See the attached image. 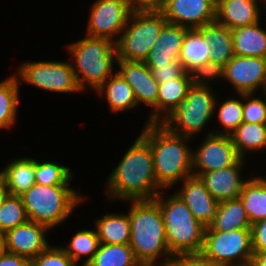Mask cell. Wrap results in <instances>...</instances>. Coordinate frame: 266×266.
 Wrapping results in <instances>:
<instances>
[{
	"label": "cell",
	"mask_w": 266,
	"mask_h": 266,
	"mask_svg": "<svg viewBox=\"0 0 266 266\" xmlns=\"http://www.w3.org/2000/svg\"><path fill=\"white\" fill-rule=\"evenodd\" d=\"M218 122L224 127V131L213 132L214 134H232L243 122V101L240 99H226L218 108Z\"/></svg>",
	"instance_id": "d590c367"
},
{
	"label": "cell",
	"mask_w": 266,
	"mask_h": 266,
	"mask_svg": "<svg viewBox=\"0 0 266 266\" xmlns=\"http://www.w3.org/2000/svg\"><path fill=\"white\" fill-rule=\"evenodd\" d=\"M133 11L161 10L164 0H128Z\"/></svg>",
	"instance_id": "7bdbcfd3"
},
{
	"label": "cell",
	"mask_w": 266,
	"mask_h": 266,
	"mask_svg": "<svg viewBox=\"0 0 266 266\" xmlns=\"http://www.w3.org/2000/svg\"><path fill=\"white\" fill-rule=\"evenodd\" d=\"M161 195L162 190L153 200L160 207L171 254L202 252L206 227L195 219L176 193L165 200Z\"/></svg>",
	"instance_id": "5b68a950"
},
{
	"label": "cell",
	"mask_w": 266,
	"mask_h": 266,
	"mask_svg": "<svg viewBox=\"0 0 266 266\" xmlns=\"http://www.w3.org/2000/svg\"><path fill=\"white\" fill-rule=\"evenodd\" d=\"M74 175L69 167L35 160V183L46 186L69 185Z\"/></svg>",
	"instance_id": "e575fe53"
},
{
	"label": "cell",
	"mask_w": 266,
	"mask_h": 266,
	"mask_svg": "<svg viewBox=\"0 0 266 266\" xmlns=\"http://www.w3.org/2000/svg\"><path fill=\"white\" fill-rule=\"evenodd\" d=\"M163 266H216L203 252L179 253Z\"/></svg>",
	"instance_id": "f35d334b"
},
{
	"label": "cell",
	"mask_w": 266,
	"mask_h": 266,
	"mask_svg": "<svg viewBox=\"0 0 266 266\" xmlns=\"http://www.w3.org/2000/svg\"><path fill=\"white\" fill-rule=\"evenodd\" d=\"M250 266H266V252H253Z\"/></svg>",
	"instance_id": "ee69618b"
},
{
	"label": "cell",
	"mask_w": 266,
	"mask_h": 266,
	"mask_svg": "<svg viewBox=\"0 0 266 266\" xmlns=\"http://www.w3.org/2000/svg\"><path fill=\"white\" fill-rule=\"evenodd\" d=\"M0 266H30V261L4 249L0 254Z\"/></svg>",
	"instance_id": "b9f144b4"
},
{
	"label": "cell",
	"mask_w": 266,
	"mask_h": 266,
	"mask_svg": "<svg viewBox=\"0 0 266 266\" xmlns=\"http://www.w3.org/2000/svg\"><path fill=\"white\" fill-rule=\"evenodd\" d=\"M264 5L262 6V9H265L266 10V0H262Z\"/></svg>",
	"instance_id": "7dc6e473"
},
{
	"label": "cell",
	"mask_w": 266,
	"mask_h": 266,
	"mask_svg": "<svg viewBox=\"0 0 266 266\" xmlns=\"http://www.w3.org/2000/svg\"><path fill=\"white\" fill-rule=\"evenodd\" d=\"M197 78L184 73L181 77L159 84L157 95V123H161L169 114L179 107Z\"/></svg>",
	"instance_id": "603a6c76"
},
{
	"label": "cell",
	"mask_w": 266,
	"mask_h": 266,
	"mask_svg": "<svg viewBox=\"0 0 266 266\" xmlns=\"http://www.w3.org/2000/svg\"><path fill=\"white\" fill-rule=\"evenodd\" d=\"M140 135L150 144L156 181L162 189L193 175L190 138L171 132L162 123L145 124Z\"/></svg>",
	"instance_id": "7a4b0ae2"
},
{
	"label": "cell",
	"mask_w": 266,
	"mask_h": 266,
	"mask_svg": "<svg viewBox=\"0 0 266 266\" xmlns=\"http://www.w3.org/2000/svg\"><path fill=\"white\" fill-rule=\"evenodd\" d=\"M166 23L160 10L133 11L116 39L117 59L144 62Z\"/></svg>",
	"instance_id": "ba28073f"
},
{
	"label": "cell",
	"mask_w": 266,
	"mask_h": 266,
	"mask_svg": "<svg viewBox=\"0 0 266 266\" xmlns=\"http://www.w3.org/2000/svg\"><path fill=\"white\" fill-rule=\"evenodd\" d=\"M96 233L102 244H129L131 239L130 220L127 213H106L94 220Z\"/></svg>",
	"instance_id": "83f0119b"
},
{
	"label": "cell",
	"mask_w": 266,
	"mask_h": 266,
	"mask_svg": "<svg viewBox=\"0 0 266 266\" xmlns=\"http://www.w3.org/2000/svg\"><path fill=\"white\" fill-rule=\"evenodd\" d=\"M202 252L216 266H248L254 254L252 230L205 231Z\"/></svg>",
	"instance_id": "9c48e42d"
},
{
	"label": "cell",
	"mask_w": 266,
	"mask_h": 266,
	"mask_svg": "<svg viewBox=\"0 0 266 266\" xmlns=\"http://www.w3.org/2000/svg\"><path fill=\"white\" fill-rule=\"evenodd\" d=\"M87 36L107 38L116 43L133 10L128 0H97L90 7Z\"/></svg>",
	"instance_id": "8fae6325"
},
{
	"label": "cell",
	"mask_w": 266,
	"mask_h": 266,
	"mask_svg": "<svg viewBox=\"0 0 266 266\" xmlns=\"http://www.w3.org/2000/svg\"><path fill=\"white\" fill-rule=\"evenodd\" d=\"M49 230L43 224L28 220L3 234L4 249L30 261L49 246L45 238Z\"/></svg>",
	"instance_id": "2e32d148"
},
{
	"label": "cell",
	"mask_w": 266,
	"mask_h": 266,
	"mask_svg": "<svg viewBox=\"0 0 266 266\" xmlns=\"http://www.w3.org/2000/svg\"><path fill=\"white\" fill-rule=\"evenodd\" d=\"M153 74L154 79L160 84L171 79L181 77L185 71L179 61H174L169 65H147Z\"/></svg>",
	"instance_id": "ab89813d"
},
{
	"label": "cell",
	"mask_w": 266,
	"mask_h": 266,
	"mask_svg": "<svg viewBox=\"0 0 266 266\" xmlns=\"http://www.w3.org/2000/svg\"><path fill=\"white\" fill-rule=\"evenodd\" d=\"M19 85L15 75L0 82V129H9L15 124L20 102Z\"/></svg>",
	"instance_id": "1f68e13d"
},
{
	"label": "cell",
	"mask_w": 266,
	"mask_h": 266,
	"mask_svg": "<svg viewBox=\"0 0 266 266\" xmlns=\"http://www.w3.org/2000/svg\"><path fill=\"white\" fill-rule=\"evenodd\" d=\"M30 266H79L69 255L66 254L62 246L49 245L37 257L30 260Z\"/></svg>",
	"instance_id": "8d00e7d4"
},
{
	"label": "cell",
	"mask_w": 266,
	"mask_h": 266,
	"mask_svg": "<svg viewBox=\"0 0 266 266\" xmlns=\"http://www.w3.org/2000/svg\"><path fill=\"white\" fill-rule=\"evenodd\" d=\"M230 137L239 156L245 159L246 151L266 149V124L242 122Z\"/></svg>",
	"instance_id": "f546056e"
},
{
	"label": "cell",
	"mask_w": 266,
	"mask_h": 266,
	"mask_svg": "<svg viewBox=\"0 0 266 266\" xmlns=\"http://www.w3.org/2000/svg\"><path fill=\"white\" fill-rule=\"evenodd\" d=\"M210 79H197L186 99L161 123L171 132L187 138L198 134L214 116L219 102L210 87Z\"/></svg>",
	"instance_id": "52a82bcc"
},
{
	"label": "cell",
	"mask_w": 266,
	"mask_h": 266,
	"mask_svg": "<svg viewBox=\"0 0 266 266\" xmlns=\"http://www.w3.org/2000/svg\"><path fill=\"white\" fill-rule=\"evenodd\" d=\"M251 225L266 219V178H248L239 196Z\"/></svg>",
	"instance_id": "f1b7e54d"
},
{
	"label": "cell",
	"mask_w": 266,
	"mask_h": 266,
	"mask_svg": "<svg viewBox=\"0 0 266 266\" xmlns=\"http://www.w3.org/2000/svg\"><path fill=\"white\" fill-rule=\"evenodd\" d=\"M99 246L100 240L96 230L83 229L76 232L68 245L66 247L62 246V248L77 265L81 257L85 256L86 259L81 266H86L93 259Z\"/></svg>",
	"instance_id": "d6a6232c"
},
{
	"label": "cell",
	"mask_w": 266,
	"mask_h": 266,
	"mask_svg": "<svg viewBox=\"0 0 266 266\" xmlns=\"http://www.w3.org/2000/svg\"><path fill=\"white\" fill-rule=\"evenodd\" d=\"M258 0H217L216 21L233 30L260 22Z\"/></svg>",
	"instance_id": "7402d4cb"
},
{
	"label": "cell",
	"mask_w": 266,
	"mask_h": 266,
	"mask_svg": "<svg viewBox=\"0 0 266 266\" xmlns=\"http://www.w3.org/2000/svg\"><path fill=\"white\" fill-rule=\"evenodd\" d=\"M203 38L210 42L212 53L209 56V79L210 81L217 73L233 58L232 30L217 21L197 28Z\"/></svg>",
	"instance_id": "ffe728a7"
},
{
	"label": "cell",
	"mask_w": 266,
	"mask_h": 266,
	"mask_svg": "<svg viewBox=\"0 0 266 266\" xmlns=\"http://www.w3.org/2000/svg\"><path fill=\"white\" fill-rule=\"evenodd\" d=\"M253 252H266V219L252 224Z\"/></svg>",
	"instance_id": "60d3db41"
},
{
	"label": "cell",
	"mask_w": 266,
	"mask_h": 266,
	"mask_svg": "<svg viewBox=\"0 0 266 266\" xmlns=\"http://www.w3.org/2000/svg\"><path fill=\"white\" fill-rule=\"evenodd\" d=\"M217 0H164L160 10L168 23L194 29L216 21Z\"/></svg>",
	"instance_id": "9a60e30c"
},
{
	"label": "cell",
	"mask_w": 266,
	"mask_h": 266,
	"mask_svg": "<svg viewBox=\"0 0 266 266\" xmlns=\"http://www.w3.org/2000/svg\"><path fill=\"white\" fill-rule=\"evenodd\" d=\"M260 22L249 26H240L232 30L235 56L259 57L266 59V30Z\"/></svg>",
	"instance_id": "cb8c5ba5"
},
{
	"label": "cell",
	"mask_w": 266,
	"mask_h": 266,
	"mask_svg": "<svg viewBox=\"0 0 266 266\" xmlns=\"http://www.w3.org/2000/svg\"><path fill=\"white\" fill-rule=\"evenodd\" d=\"M8 195L9 192L6 186L5 178L2 172H0V207L3 204L4 200L8 197Z\"/></svg>",
	"instance_id": "f6af8a7d"
},
{
	"label": "cell",
	"mask_w": 266,
	"mask_h": 266,
	"mask_svg": "<svg viewBox=\"0 0 266 266\" xmlns=\"http://www.w3.org/2000/svg\"><path fill=\"white\" fill-rule=\"evenodd\" d=\"M210 42L197 29H187L179 54L184 71L197 79H209Z\"/></svg>",
	"instance_id": "ac0fdd59"
},
{
	"label": "cell",
	"mask_w": 266,
	"mask_h": 266,
	"mask_svg": "<svg viewBox=\"0 0 266 266\" xmlns=\"http://www.w3.org/2000/svg\"><path fill=\"white\" fill-rule=\"evenodd\" d=\"M216 79L229 81L240 94L254 93L266 88V59L259 57L233 56L217 73Z\"/></svg>",
	"instance_id": "4fadbf2b"
},
{
	"label": "cell",
	"mask_w": 266,
	"mask_h": 266,
	"mask_svg": "<svg viewBox=\"0 0 266 266\" xmlns=\"http://www.w3.org/2000/svg\"><path fill=\"white\" fill-rule=\"evenodd\" d=\"M108 183V184H107ZM107 184V185H106ZM108 200H153L163 190L156 181L150 144L139 135L106 182Z\"/></svg>",
	"instance_id": "6da1fadb"
},
{
	"label": "cell",
	"mask_w": 266,
	"mask_h": 266,
	"mask_svg": "<svg viewBox=\"0 0 266 266\" xmlns=\"http://www.w3.org/2000/svg\"><path fill=\"white\" fill-rule=\"evenodd\" d=\"M96 93L101 96L105 93L112 112L117 113L138 106L132 87L117 70L96 90Z\"/></svg>",
	"instance_id": "484cf974"
},
{
	"label": "cell",
	"mask_w": 266,
	"mask_h": 266,
	"mask_svg": "<svg viewBox=\"0 0 266 266\" xmlns=\"http://www.w3.org/2000/svg\"><path fill=\"white\" fill-rule=\"evenodd\" d=\"M117 71L132 87L137 104L144 103L152 108L146 124L157 123V95L159 83L154 79L151 69L143 61L117 59Z\"/></svg>",
	"instance_id": "5bb4252c"
},
{
	"label": "cell",
	"mask_w": 266,
	"mask_h": 266,
	"mask_svg": "<svg viewBox=\"0 0 266 266\" xmlns=\"http://www.w3.org/2000/svg\"><path fill=\"white\" fill-rule=\"evenodd\" d=\"M86 266H141L129 244H102Z\"/></svg>",
	"instance_id": "4dcf8cb0"
},
{
	"label": "cell",
	"mask_w": 266,
	"mask_h": 266,
	"mask_svg": "<svg viewBox=\"0 0 266 266\" xmlns=\"http://www.w3.org/2000/svg\"><path fill=\"white\" fill-rule=\"evenodd\" d=\"M1 172L9 195L21 196L35 184V159L16 158Z\"/></svg>",
	"instance_id": "4316f807"
},
{
	"label": "cell",
	"mask_w": 266,
	"mask_h": 266,
	"mask_svg": "<svg viewBox=\"0 0 266 266\" xmlns=\"http://www.w3.org/2000/svg\"><path fill=\"white\" fill-rule=\"evenodd\" d=\"M240 96L246 101L243 102V122L266 124V100L254 97V93L240 94Z\"/></svg>",
	"instance_id": "74e56055"
},
{
	"label": "cell",
	"mask_w": 266,
	"mask_h": 266,
	"mask_svg": "<svg viewBox=\"0 0 266 266\" xmlns=\"http://www.w3.org/2000/svg\"><path fill=\"white\" fill-rule=\"evenodd\" d=\"M4 250V242H3V235L0 234V254Z\"/></svg>",
	"instance_id": "bcb514c9"
},
{
	"label": "cell",
	"mask_w": 266,
	"mask_h": 266,
	"mask_svg": "<svg viewBox=\"0 0 266 266\" xmlns=\"http://www.w3.org/2000/svg\"><path fill=\"white\" fill-rule=\"evenodd\" d=\"M67 49L74 58L71 65L82 92L87 90V85L96 91L114 74L117 48L110 39L86 36Z\"/></svg>",
	"instance_id": "277c9868"
},
{
	"label": "cell",
	"mask_w": 266,
	"mask_h": 266,
	"mask_svg": "<svg viewBox=\"0 0 266 266\" xmlns=\"http://www.w3.org/2000/svg\"><path fill=\"white\" fill-rule=\"evenodd\" d=\"M18 81H23L45 91L58 93L82 92L72 65L63 61L25 62L16 71Z\"/></svg>",
	"instance_id": "30bf717a"
},
{
	"label": "cell",
	"mask_w": 266,
	"mask_h": 266,
	"mask_svg": "<svg viewBox=\"0 0 266 266\" xmlns=\"http://www.w3.org/2000/svg\"><path fill=\"white\" fill-rule=\"evenodd\" d=\"M28 220L22 197L8 195L0 207V234L3 235Z\"/></svg>",
	"instance_id": "836d02e7"
},
{
	"label": "cell",
	"mask_w": 266,
	"mask_h": 266,
	"mask_svg": "<svg viewBox=\"0 0 266 266\" xmlns=\"http://www.w3.org/2000/svg\"><path fill=\"white\" fill-rule=\"evenodd\" d=\"M130 247L143 266H163L172 254L168 249L165 225L159 205L154 200H130ZM157 265L158 258L164 256Z\"/></svg>",
	"instance_id": "3957f363"
},
{
	"label": "cell",
	"mask_w": 266,
	"mask_h": 266,
	"mask_svg": "<svg viewBox=\"0 0 266 266\" xmlns=\"http://www.w3.org/2000/svg\"><path fill=\"white\" fill-rule=\"evenodd\" d=\"M201 146L192 155L193 175L219 170L236 164L239 156L230 135L207 133Z\"/></svg>",
	"instance_id": "7c38bea8"
},
{
	"label": "cell",
	"mask_w": 266,
	"mask_h": 266,
	"mask_svg": "<svg viewBox=\"0 0 266 266\" xmlns=\"http://www.w3.org/2000/svg\"><path fill=\"white\" fill-rule=\"evenodd\" d=\"M188 28L166 23L151 48L144 63L146 65H169L179 61V54Z\"/></svg>",
	"instance_id": "44dd1931"
},
{
	"label": "cell",
	"mask_w": 266,
	"mask_h": 266,
	"mask_svg": "<svg viewBox=\"0 0 266 266\" xmlns=\"http://www.w3.org/2000/svg\"><path fill=\"white\" fill-rule=\"evenodd\" d=\"M28 219L49 229L64 222L84 196L69 185L46 186L35 183L21 195Z\"/></svg>",
	"instance_id": "8992f818"
},
{
	"label": "cell",
	"mask_w": 266,
	"mask_h": 266,
	"mask_svg": "<svg viewBox=\"0 0 266 266\" xmlns=\"http://www.w3.org/2000/svg\"><path fill=\"white\" fill-rule=\"evenodd\" d=\"M181 185V189L175 193L184 201L195 219L208 227L217 215L220 202L211 196L200 177H187Z\"/></svg>",
	"instance_id": "e0dca14e"
},
{
	"label": "cell",
	"mask_w": 266,
	"mask_h": 266,
	"mask_svg": "<svg viewBox=\"0 0 266 266\" xmlns=\"http://www.w3.org/2000/svg\"><path fill=\"white\" fill-rule=\"evenodd\" d=\"M251 227L245 208L238 198L220 202L217 215L205 231L229 232Z\"/></svg>",
	"instance_id": "d4e9b609"
},
{
	"label": "cell",
	"mask_w": 266,
	"mask_h": 266,
	"mask_svg": "<svg viewBox=\"0 0 266 266\" xmlns=\"http://www.w3.org/2000/svg\"><path fill=\"white\" fill-rule=\"evenodd\" d=\"M245 159H240L236 164L219 170L202 173L199 177L204 182L206 189L217 201L238 199L242 187L247 179L242 180L241 169L245 165Z\"/></svg>",
	"instance_id": "d6986e66"
}]
</instances>
